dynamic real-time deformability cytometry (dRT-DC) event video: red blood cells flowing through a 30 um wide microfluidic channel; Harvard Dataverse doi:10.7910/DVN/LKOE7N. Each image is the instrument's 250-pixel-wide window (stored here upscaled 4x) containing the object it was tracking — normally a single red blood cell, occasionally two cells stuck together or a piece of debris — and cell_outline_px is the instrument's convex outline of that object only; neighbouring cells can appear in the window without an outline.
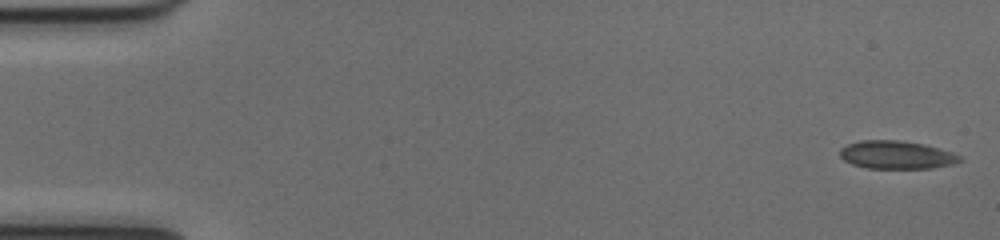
{"species": "common noctule bat (a hibernating species)", "species_latin": "Nyctalus noctula", "temperature_condition": "cold", "stored_images_in_passage": 51, "camera_frame_rate_fps": 3000, "um_per_image_px": 0.085, "animal": {"sex": "female", "body_mass_g": 17.0, "forearm_length_mm": 48.0}, "frame": {"image": 1, "passage_image": 1, "time_ms": 0.0, "image_size_px": [1000, 240], "cell_outline_px": [[964, 160], [952, 164], [932, 168], [868, 168], [852, 164], [844, 160], [840, 156], [840, 148], [848, 144], [860, 140], [900, 140], [924, 144], [952, 152], [960, 156]], "centroid_in_image_um": [76.2, 13.16], "position_along_channel_um": 8.8, "area_um2": 19.59}}
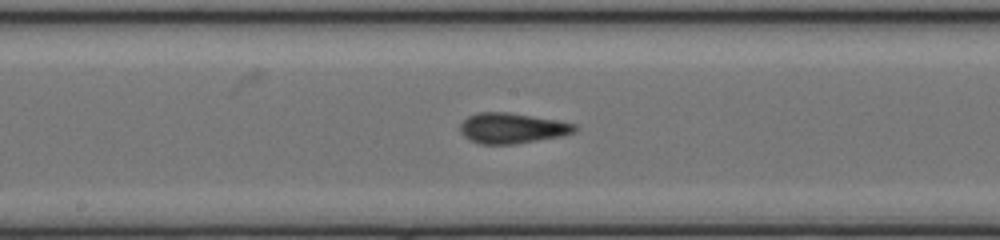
{"frame": {"image": 2, "passage_image": 27, "time_ms": 8.667, "image_size_px": [1000, 240], "cell_outline_px": [[580, 128], [576, 132], [560, 136], [512, 144], [480, 144], [464, 136], [460, 132], [460, 124], [468, 116], [476, 112], [508, 112], [556, 120], [576, 124]], "centroid_in_image_um": [43.53, 10.88], "position_along_channel_um": 204.7, "area_um2": 20.23}}
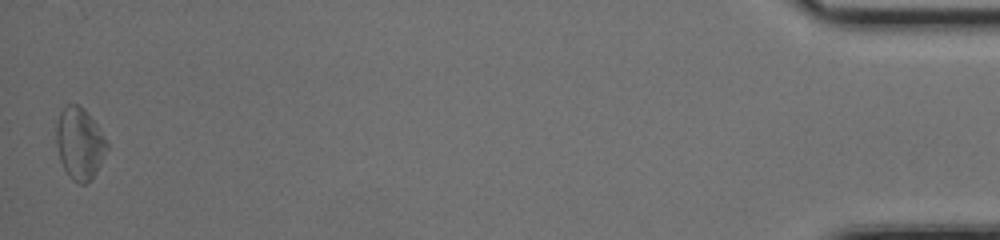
{"frame": {"image": 3, "passage_image": 51, "time_ms": 16.667, "image_size_px": [1000, 240], "cell_outline_px": [[108, 148], [96, 172], [84, 184], [80, 184], [72, 180], [68, 176], [60, 160], [56, 144], [56, 124], [60, 112], [68, 104], [80, 104], [84, 108], [96, 124], [108, 144]], "centroid_in_image_um": [6.75, 12.18], "position_along_channel_um": 428.5, "area_um2": 20.98}, "authors_computed_cell_mechanics": {"area_um2": 19.8832, "velocity_mm_per_s": 3.9995, "shape_relaxation_time_tau1_ms": 3.2893, "shape_relaxation_time_tau2_ms": 1.2658, "deformation_change_tau1": 0.1315, "deformation_change_tau2": 0.091}}